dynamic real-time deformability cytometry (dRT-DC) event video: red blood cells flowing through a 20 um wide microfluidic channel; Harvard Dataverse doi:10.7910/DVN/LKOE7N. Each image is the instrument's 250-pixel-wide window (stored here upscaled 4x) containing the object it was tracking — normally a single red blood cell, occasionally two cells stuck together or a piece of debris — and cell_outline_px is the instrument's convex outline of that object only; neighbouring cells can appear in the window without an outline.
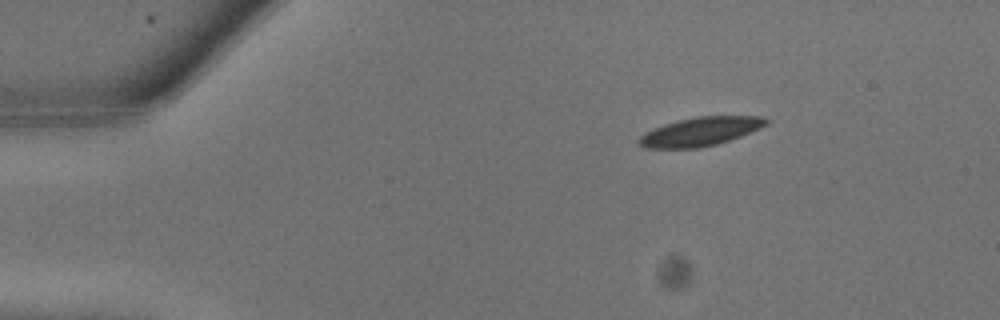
{"species": "common noctule bat (a hibernating species)", "species_latin": "Nyctalus noctula", "temperature_condition": "warm", "stored_images_in_passage": 8, "camera_frame_rate_fps": 3000, "um_per_image_px": 0.085, "animal": {"sex": "male", "body_mass_g": 13.3}, "frame": {"image": 1, "passage_image": 1, "time_ms": 0.0, "image_size_px": [1000, 320], "cell_outline_px": [[772, 120], [768, 124], [760, 128], [740, 136], [716, 144], [700, 148], [644, 148], [636, 140], [644, 132], [664, 124], [676, 120], [696, 116], [764, 116]], "centroid_in_image_um": [59.53, 11.17], "position_along_channel_um": 25.5, "area_um2": 21.44}}
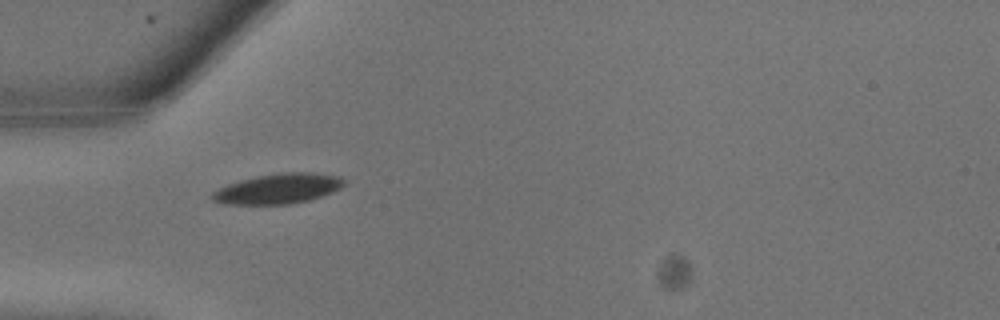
{"frame": {"image": 2, "passage_image": 5, "time_ms": 1.333, "image_size_px": [1000, 320], "cell_outline_px": [[344, 184], [340, 188], [332, 192], [308, 200], [292, 204], [224, 204], [212, 200], [212, 192], [228, 184], [240, 180], [260, 176], [288, 172], [308, 172], [336, 176], [344, 180]], "centroid_in_image_um": [23.62, 16.05], "position_along_channel_um": 61.4, "area_um2": 22.66}}